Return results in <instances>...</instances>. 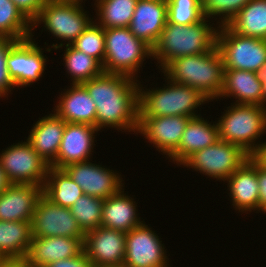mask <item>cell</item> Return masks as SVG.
<instances>
[{"mask_svg":"<svg viewBox=\"0 0 266 267\" xmlns=\"http://www.w3.org/2000/svg\"><path fill=\"white\" fill-rule=\"evenodd\" d=\"M82 85L96 105V128L137 134L139 80L123 74L103 72ZM134 132V133H133Z\"/></svg>","mask_w":266,"mask_h":267,"instance_id":"obj_1","label":"cell"},{"mask_svg":"<svg viewBox=\"0 0 266 267\" xmlns=\"http://www.w3.org/2000/svg\"><path fill=\"white\" fill-rule=\"evenodd\" d=\"M210 21L204 17L190 25L167 22L152 48V59L157 61V68L161 71L169 62L179 57L204 54L214 49L217 46L219 26Z\"/></svg>","mask_w":266,"mask_h":267,"instance_id":"obj_2","label":"cell"},{"mask_svg":"<svg viewBox=\"0 0 266 267\" xmlns=\"http://www.w3.org/2000/svg\"><path fill=\"white\" fill-rule=\"evenodd\" d=\"M164 79L165 84L160 88L156 85L147 88L148 84H141L143 81L139 80V117L201 116V112L198 114L201 105L211 101L198 89L170 81L165 76Z\"/></svg>","mask_w":266,"mask_h":267,"instance_id":"obj_3","label":"cell"},{"mask_svg":"<svg viewBox=\"0 0 266 267\" xmlns=\"http://www.w3.org/2000/svg\"><path fill=\"white\" fill-rule=\"evenodd\" d=\"M159 72L170 81L198 89L211 102L223 87L224 64L217 46L204 54L179 57Z\"/></svg>","mask_w":266,"mask_h":267,"instance_id":"obj_4","label":"cell"},{"mask_svg":"<svg viewBox=\"0 0 266 267\" xmlns=\"http://www.w3.org/2000/svg\"><path fill=\"white\" fill-rule=\"evenodd\" d=\"M230 104L216 120L219 139L238 145L252 156L266 134V108L254 104Z\"/></svg>","mask_w":266,"mask_h":267,"instance_id":"obj_5","label":"cell"},{"mask_svg":"<svg viewBox=\"0 0 266 267\" xmlns=\"http://www.w3.org/2000/svg\"><path fill=\"white\" fill-rule=\"evenodd\" d=\"M83 3V4H82ZM85 2H46L38 15L31 21L32 34L42 27L54 36L56 43L48 46L52 50L64 45H71L94 21L91 13L83 6ZM36 27V28H35ZM46 29V30H45ZM34 31V32H33ZM60 42H58V40ZM59 43V44H58Z\"/></svg>","mask_w":266,"mask_h":267,"instance_id":"obj_6","label":"cell"},{"mask_svg":"<svg viewBox=\"0 0 266 267\" xmlns=\"http://www.w3.org/2000/svg\"><path fill=\"white\" fill-rule=\"evenodd\" d=\"M105 73L123 74L140 80V69L146 59H152V48L136 38L129 27L104 28Z\"/></svg>","mask_w":266,"mask_h":267,"instance_id":"obj_7","label":"cell"},{"mask_svg":"<svg viewBox=\"0 0 266 267\" xmlns=\"http://www.w3.org/2000/svg\"><path fill=\"white\" fill-rule=\"evenodd\" d=\"M249 157L238 145L218 140L215 144L193 153L180 167L187 170L191 168L192 171L206 175V178L224 183Z\"/></svg>","mask_w":266,"mask_h":267,"instance_id":"obj_8","label":"cell"},{"mask_svg":"<svg viewBox=\"0 0 266 267\" xmlns=\"http://www.w3.org/2000/svg\"><path fill=\"white\" fill-rule=\"evenodd\" d=\"M217 48L223 58L224 70L257 72L266 62V40L238 35L227 25L219 26Z\"/></svg>","mask_w":266,"mask_h":267,"instance_id":"obj_9","label":"cell"},{"mask_svg":"<svg viewBox=\"0 0 266 267\" xmlns=\"http://www.w3.org/2000/svg\"><path fill=\"white\" fill-rule=\"evenodd\" d=\"M0 164L12 184L44 186L50 167L26 140L15 142L0 153Z\"/></svg>","mask_w":266,"mask_h":267,"instance_id":"obj_10","label":"cell"},{"mask_svg":"<svg viewBox=\"0 0 266 267\" xmlns=\"http://www.w3.org/2000/svg\"><path fill=\"white\" fill-rule=\"evenodd\" d=\"M35 35L19 40L10 50L7 57L9 74L19 89L32 86L45 74L46 62H49L45 52H51L48 43L44 42V48L36 43ZM48 59V60H47Z\"/></svg>","mask_w":266,"mask_h":267,"instance_id":"obj_11","label":"cell"},{"mask_svg":"<svg viewBox=\"0 0 266 267\" xmlns=\"http://www.w3.org/2000/svg\"><path fill=\"white\" fill-rule=\"evenodd\" d=\"M146 222L126 233L125 267H171L162 238Z\"/></svg>","mask_w":266,"mask_h":267,"instance_id":"obj_12","label":"cell"},{"mask_svg":"<svg viewBox=\"0 0 266 267\" xmlns=\"http://www.w3.org/2000/svg\"><path fill=\"white\" fill-rule=\"evenodd\" d=\"M91 161L76 162L62 168L84 194L105 200L125 187L119 171L102 166L100 161L98 164L96 160L95 163Z\"/></svg>","mask_w":266,"mask_h":267,"instance_id":"obj_13","label":"cell"},{"mask_svg":"<svg viewBox=\"0 0 266 267\" xmlns=\"http://www.w3.org/2000/svg\"><path fill=\"white\" fill-rule=\"evenodd\" d=\"M31 235L85 238V232L72 215L70 208L53 203L44 194L39 198L33 213Z\"/></svg>","mask_w":266,"mask_h":267,"instance_id":"obj_14","label":"cell"},{"mask_svg":"<svg viewBox=\"0 0 266 267\" xmlns=\"http://www.w3.org/2000/svg\"><path fill=\"white\" fill-rule=\"evenodd\" d=\"M191 117H139L137 135L143 136L161 155L169 157L178 147ZM139 133V134H138Z\"/></svg>","mask_w":266,"mask_h":267,"instance_id":"obj_15","label":"cell"},{"mask_svg":"<svg viewBox=\"0 0 266 267\" xmlns=\"http://www.w3.org/2000/svg\"><path fill=\"white\" fill-rule=\"evenodd\" d=\"M227 184H226V183ZM226 192L230 197L231 207L237 213H259V188L257 180V161L250 156L249 159L229 178L224 181Z\"/></svg>","mask_w":266,"mask_h":267,"instance_id":"obj_16","label":"cell"},{"mask_svg":"<svg viewBox=\"0 0 266 267\" xmlns=\"http://www.w3.org/2000/svg\"><path fill=\"white\" fill-rule=\"evenodd\" d=\"M126 233L106 227L87 231L83 250L92 265H123Z\"/></svg>","mask_w":266,"mask_h":267,"instance_id":"obj_17","label":"cell"},{"mask_svg":"<svg viewBox=\"0 0 266 267\" xmlns=\"http://www.w3.org/2000/svg\"><path fill=\"white\" fill-rule=\"evenodd\" d=\"M98 132L95 126L88 124L66 123L56 157V168L62 169L72 163L92 160Z\"/></svg>","mask_w":266,"mask_h":267,"instance_id":"obj_18","label":"cell"},{"mask_svg":"<svg viewBox=\"0 0 266 267\" xmlns=\"http://www.w3.org/2000/svg\"><path fill=\"white\" fill-rule=\"evenodd\" d=\"M85 238L31 237L30 247L24 261L27 266L46 267L60 259H69L83 251Z\"/></svg>","mask_w":266,"mask_h":267,"instance_id":"obj_19","label":"cell"},{"mask_svg":"<svg viewBox=\"0 0 266 267\" xmlns=\"http://www.w3.org/2000/svg\"><path fill=\"white\" fill-rule=\"evenodd\" d=\"M168 6L162 0H138L129 25L136 38L153 48L167 23Z\"/></svg>","mask_w":266,"mask_h":267,"instance_id":"obj_20","label":"cell"},{"mask_svg":"<svg viewBox=\"0 0 266 267\" xmlns=\"http://www.w3.org/2000/svg\"><path fill=\"white\" fill-rule=\"evenodd\" d=\"M43 187L11 184L0 194V220L31 222Z\"/></svg>","mask_w":266,"mask_h":267,"instance_id":"obj_21","label":"cell"},{"mask_svg":"<svg viewBox=\"0 0 266 267\" xmlns=\"http://www.w3.org/2000/svg\"><path fill=\"white\" fill-rule=\"evenodd\" d=\"M33 123L25 139L33 150L51 167L56 168V157L60 148L66 122L53 111Z\"/></svg>","mask_w":266,"mask_h":267,"instance_id":"obj_22","label":"cell"},{"mask_svg":"<svg viewBox=\"0 0 266 267\" xmlns=\"http://www.w3.org/2000/svg\"><path fill=\"white\" fill-rule=\"evenodd\" d=\"M53 112L66 123L96 127V105L82 84H70L59 92Z\"/></svg>","mask_w":266,"mask_h":267,"instance_id":"obj_23","label":"cell"},{"mask_svg":"<svg viewBox=\"0 0 266 267\" xmlns=\"http://www.w3.org/2000/svg\"><path fill=\"white\" fill-rule=\"evenodd\" d=\"M202 116L191 118L188 121L179 147L168 157L169 162L176 163L177 167L193 153L220 140L216 120L209 121Z\"/></svg>","mask_w":266,"mask_h":267,"instance_id":"obj_24","label":"cell"},{"mask_svg":"<svg viewBox=\"0 0 266 267\" xmlns=\"http://www.w3.org/2000/svg\"><path fill=\"white\" fill-rule=\"evenodd\" d=\"M124 190L125 188H122L104 200L101 226L127 233L143 224L145 219L142 220V217H139L135 195L131 197Z\"/></svg>","mask_w":266,"mask_h":267,"instance_id":"obj_25","label":"cell"},{"mask_svg":"<svg viewBox=\"0 0 266 267\" xmlns=\"http://www.w3.org/2000/svg\"><path fill=\"white\" fill-rule=\"evenodd\" d=\"M235 99L232 103L263 106L262 83L256 72L243 70H224L223 87L215 101Z\"/></svg>","mask_w":266,"mask_h":267,"instance_id":"obj_26","label":"cell"},{"mask_svg":"<svg viewBox=\"0 0 266 267\" xmlns=\"http://www.w3.org/2000/svg\"><path fill=\"white\" fill-rule=\"evenodd\" d=\"M31 237V222L0 220V258L25 259Z\"/></svg>","mask_w":266,"mask_h":267,"instance_id":"obj_27","label":"cell"},{"mask_svg":"<svg viewBox=\"0 0 266 267\" xmlns=\"http://www.w3.org/2000/svg\"><path fill=\"white\" fill-rule=\"evenodd\" d=\"M227 26L238 35L266 40V0H251Z\"/></svg>","mask_w":266,"mask_h":267,"instance_id":"obj_28","label":"cell"},{"mask_svg":"<svg viewBox=\"0 0 266 267\" xmlns=\"http://www.w3.org/2000/svg\"><path fill=\"white\" fill-rule=\"evenodd\" d=\"M43 194L53 203L71 208L84 192L63 169L50 166L43 186Z\"/></svg>","mask_w":266,"mask_h":267,"instance_id":"obj_29","label":"cell"},{"mask_svg":"<svg viewBox=\"0 0 266 267\" xmlns=\"http://www.w3.org/2000/svg\"><path fill=\"white\" fill-rule=\"evenodd\" d=\"M138 0H95L94 21L103 28L129 27Z\"/></svg>","mask_w":266,"mask_h":267,"instance_id":"obj_30","label":"cell"},{"mask_svg":"<svg viewBox=\"0 0 266 267\" xmlns=\"http://www.w3.org/2000/svg\"><path fill=\"white\" fill-rule=\"evenodd\" d=\"M62 48H65L64 55H61L63 56L62 64L65 65L68 77L70 76V84H82L104 72L102 65L96 59L76 50L71 45L61 46L56 51Z\"/></svg>","mask_w":266,"mask_h":267,"instance_id":"obj_31","label":"cell"},{"mask_svg":"<svg viewBox=\"0 0 266 267\" xmlns=\"http://www.w3.org/2000/svg\"><path fill=\"white\" fill-rule=\"evenodd\" d=\"M31 21L12 0H0V36L17 41L31 37Z\"/></svg>","mask_w":266,"mask_h":267,"instance_id":"obj_32","label":"cell"},{"mask_svg":"<svg viewBox=\"0 0 266 267\" xmlns=\"http://www.w3.org/2000/svg\"><path fill=\"white\" fill-rule=\"evenodd\" d=\"M103 203L101 198L83 194L70 208L85 233L101 226Z\"/></svg>","mask_w":266,"mask_h":267,"instance_id":"obj_33","label":"cell"},{"mask_svg":"<svg viewBox=\"0 0 266 267\" xmlns=\"http://www.w3.org/2000/svg\"><path fill=\"white\" fill-rule=\"evenodd\" d=\"M76 50L96 59L102 66L105 57L104 28L93 21L88 28L71 44Z\"/></svg>","mask_w":266,"mask_h":267,"instance_id":"obj_34","label":"cell"},{"mask_svg":"<svg viewBox=\"0 0 266 267\" xmlns=\"http://www.w3.org/2000/svg\"><path fill=\"white\" fill-rule=\"evenodd\" d=\"M167 6V22L171 24L190 25L204 18L201 0H169Z\"/></svg>","mask_w":266,"mask_h":267,"instance_id":"obj_35","label":"cell"},{"mask_svg":"<svg viewBox=\"0 0 266 267\" xmlns=\"http://www.w3.org/2000/svg\"><path fill=\"white\" fill-rule=\"evenodd\" d=\"M204 17L218 26L227 25L251 0H201ZM213 19V20H212ZM218 19V20H217ZM215 20V21H214Z\"/></svg>","mask_w":266,"mask_h":267,"instance_id":"obj_36","label":"cell"},{"mask_svg":"<svg viewBox=\"0 0 266 267\" xmlns=\"http://www.w3.org/2000/svg\"><path fill=\"white\" fill-rule=\"evenodd\" d=\"M18 41L8 37L0 36V99L9 97L16 88L15 82L9 74L7 68V57L9 50ZM14 89V90H13Z\"/></svg>","mask_w":266,"mask_h":267,"instance_id":"obj_37","label":"cell"},{"mask_svg":"<svg viewBox=\"0 0 266 267\" xmlns=\"http://www.w3.org/2000/svg\"><path fill=\"white\" fill-rule=\"evenodd\" d=\"M24 15L32 21L45 5L47 0H12Z\"/></svg>","mask_w":266,"mask_h":267,"instance_id":"obj_38","label":"cell"},{"mask_svg":"<svg viewBox=\"0 0 266 267\" xmlns=\"http://www.w3.org/2000/svg\"><path fill=\"white\" fill-rule=\"evenodd\" d=\"M46 267H92L91 260L87 257L86 252L83 250L78 255L69 259H60L50 263Z\"/></svg>","mask_w":266,"mask_h":267,"instance_id":"obj_39","label":"cell"},{"mask_svg":"<svg viewBox=\"0 0 266 267\" xmlns=\"http://www.w3.org/2000/svg\"><path fill=\"white\" fill-rule=\"evenodd\" d=\"M257 180L259 188V213H266V168L257 162Z\"/></svg>","mask_w":266,"mask_h":267,"instance_id":"obj_40","label":"cell"},{"mask_svg":"<svg viewBox=\"0 0 266 267\" xmlns=\"http://www.w3.org/2000/svg\"><path fill=\"white\" fill-rule=\"evenodd\" d=\"M252 157L264 168H266V141L262 142Z\"/></svg>","mask_w":266,"mask_h":267,"instance_id":"obj_41","label":"cell"},{"mask_svg":"<svg viewBox=\"0 0 266 267\" xmlns=\"http://www.w3.org/2000/svg\"><path fill=\"white\" fill-rule=\"evenodd\" d=\"M258 80L262 83L263 106L266 108V62L256 72Z\"/></svg>","mask_w":266,"mask_h":267,"instance_id":"obj_42","label":"cell"},{"mask_svg":"<svg viewBox=\"0 0 266 267\" xmlns=\"http://www.w3.org/2000/svg\"><path fill=\"white\" fill-rule=\"evenodd\" d=\"M0 267H25L24 259L0 258Z\"/></svg>","mask_w":266,"mask_h":267,"instance_id":"obj_43","label":"cell"},{"mask_svg":"<svg viewBox=\"0 0 266 267\" xmlns=\"http://www.w3.org/2000/svg\"><path fill=\"white\" fill-rule=\"evenodd\" d=\"M12 183L7 178L1 164H0V194L5 191Z\"/></svg>","mask_w":266,"mask_h":267,"instance_id":"obj_44","label":"cell"},{"mask_svg":"<svg viewBox=\"0 0 266 267\" xmlns=\"http://www.w3.org/2000/svg\"><path fill=\"white\" fill-rule=\"evenodd\" d=\"M48 2H81L84 0H47Z\"/></svg>","mask_w":266,"mask_h":267,"instance_id":"obj_45","label":"cell"},{"mask_svg":"<svg viewBox=\"0 0 266 267\" xmlns=\"http://www.w3.org/2000/svg\"><path fill=\"white\" fill-rule=\"evenodd\" d=\"M92 267H125L124 265H92Z\"/></svg>","mask_w":266,"mask_h":267,"instance_id":"obj_46","label":"cell"},{"mask_svg":"<svg viewBox=\"0 0 266 267\" xmlns=\"http://www.w3.org/2000/svg\"><path fill=\"white\" fill-rule=\"evenodd\" d=\"M25 267H41V266H27V265L25 264Z\"/></svg>","mask_w":266,"mask_h":267,"instance_id":"obj_47","label":"cell"}]
</instances>
